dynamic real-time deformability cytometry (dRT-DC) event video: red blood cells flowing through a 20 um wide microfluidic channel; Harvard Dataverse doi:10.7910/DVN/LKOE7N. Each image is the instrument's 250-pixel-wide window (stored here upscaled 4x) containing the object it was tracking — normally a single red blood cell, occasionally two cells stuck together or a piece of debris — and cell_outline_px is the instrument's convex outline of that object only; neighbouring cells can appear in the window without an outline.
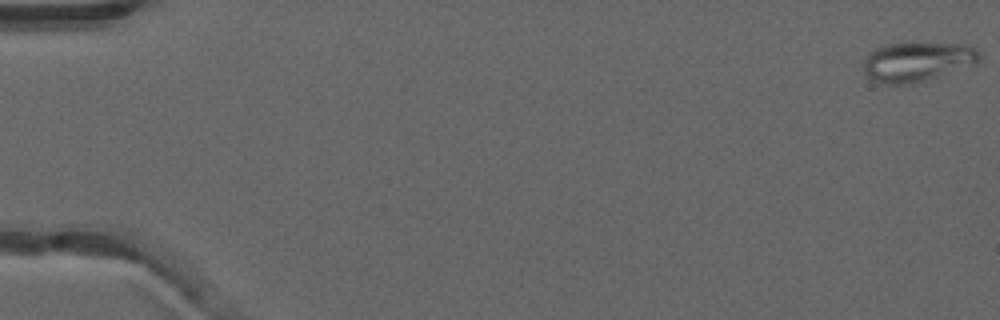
{"species": "common noctule bat (a hibernating species)", "species_latin": "Nyctalus noctula", "temperature_condition": "warm", "stored_images_in_passage": 12, "camera_frame_rate_fps": 3000, "um_per_image_px": 0.085, "animal": {"sex": "male", "forearm_length_mm": 52.5}, "frame": {"image": 1, "passage_image": 1, "time_ms": 0.0, "image_size_px": [1000, 320], "cell_outline_px": [[980, 60], [976, 64], [924, 80], [908, 84], [884, 84], [872, 80], [864, 72], [864, 60], [868, 52], [884, 44], [964, 44], [976, 48], [980, 52]], "centroid_in_image_um": [77.95, 5.24], "position_along_channel_um": 7.1, "area_um2": 26.36}}